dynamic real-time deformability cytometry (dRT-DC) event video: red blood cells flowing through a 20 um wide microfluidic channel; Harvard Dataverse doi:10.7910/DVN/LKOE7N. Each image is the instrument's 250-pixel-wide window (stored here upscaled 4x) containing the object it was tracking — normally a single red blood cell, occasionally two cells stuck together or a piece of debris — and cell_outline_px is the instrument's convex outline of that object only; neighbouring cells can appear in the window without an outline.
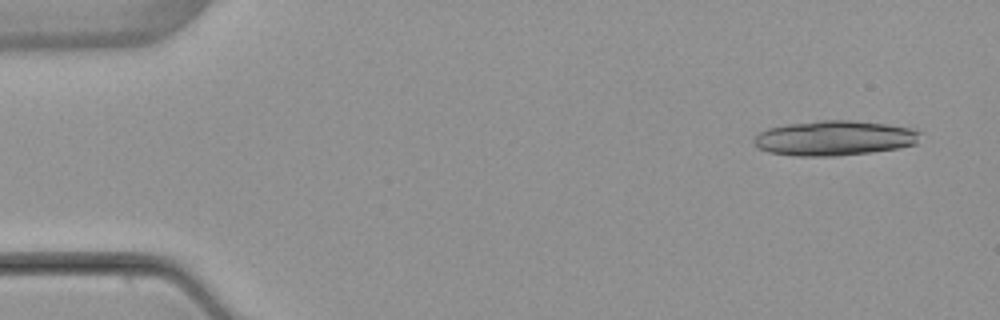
{"species": "common noctule bat (a hibernating species)", "species_latin": "Nyctalus noctula", "temperature_condition": "warm", "stored_images_in_passage": 5, "camera_frame_rate_fps": 3000, "um_per_image_px": 0.085, "animal": {"sex": "female", "body_mass_g": 22.7, "forearm_length_mm": 54.2}, "frame": {"image": 1, "passage_image": 1, "time_ms": 0.0, "image_size_px": [1000, 320], "cell_outline_px": [[924, 132], [916, 144], [900, 148], [872, 152], [836, 156], [796, 156], [768, 152], [756, 148], [752, 140], [760, 132], [768, 128], [788, 124], [820, 120], [852, 120], [888, 124], [916, 128]], "centroid_in_image_um": [70.98, 11.74], "position_along_channel_um": 14.0, "area_um2": 34.39}}
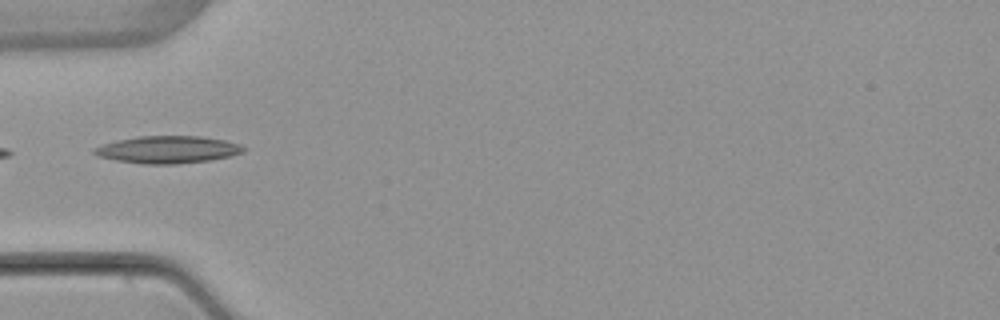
{"frame": {"image": 2, "passage_image": 5, "time_ms": 4.667, "image_size_px": [1000, 320], "cell_outline_px": [[248, 148], [244, 152], [232, 156], [208, 160], [176, 164], [144, 164], [116, 160], [96, 156], [92, 152], [92, 148], [100, 144], [116, 140], [136, 136], [200, 136], [224, 140], [240, 144]], "centroid_in_image_um": [14.23, 12.71], "position_along_channel_um": 70.8, "area_um2": 24.04}}